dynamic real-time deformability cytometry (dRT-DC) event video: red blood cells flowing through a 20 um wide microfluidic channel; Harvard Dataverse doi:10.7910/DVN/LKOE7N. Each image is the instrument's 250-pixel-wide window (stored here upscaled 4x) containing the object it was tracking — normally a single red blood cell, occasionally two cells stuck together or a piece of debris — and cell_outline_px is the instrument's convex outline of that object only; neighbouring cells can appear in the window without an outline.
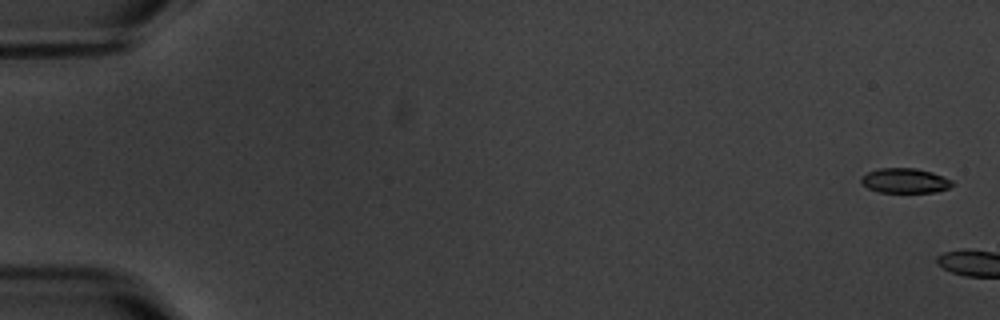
{"species": "common noctule bat (a hibernating species)", "species_latin": "Nyctalus noctula", "temperature_condition": "warm", "stored_images_in_passage": 4, "camera_frame_rate_fps": 3000, "um_per_image_px": 0.085, "animal": {"sex": "male", "body_mass_g": 20.1, "forearm_length_mm": 53.5}, "frame": {"image": 1, "passage_image": 1, "time_ms": 0.0, "image_size_px": [1000, 320], "cell_outline_px": [[952, 184], [948, 188], [936, 192], [880, 192], [868, 188], [860, 180], [868, 172], [876, 168], [916, 168], [932, 172], [952, 180]], "centroid_in_image_um": [76.92, 15.35], "position_along_channel_um": 8.1, "area_um2": 13.01}}